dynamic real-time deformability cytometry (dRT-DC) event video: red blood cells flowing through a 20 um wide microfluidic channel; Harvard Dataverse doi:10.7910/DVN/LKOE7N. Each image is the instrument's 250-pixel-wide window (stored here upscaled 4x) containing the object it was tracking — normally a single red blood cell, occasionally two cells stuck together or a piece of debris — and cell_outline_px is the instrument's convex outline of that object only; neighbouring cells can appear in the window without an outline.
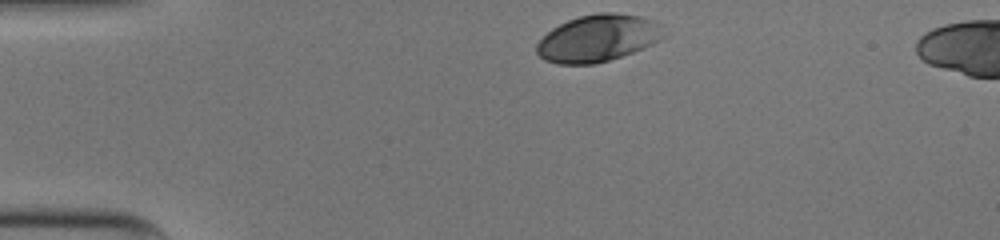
{"species": "human", "species_latin": "Homo sapiens", "temperature_condition": "cold", "stored_images_in_passage": 32, "camera_frame_rate_fps": 3000, "um_per_image_px": 0.085, "donor": {"sex": "male"}, "frame": {"image": 1, "passage_image": 1, "time_ms": 0.0, "image_size_px": [1000, 240], "cell_outline_px": [[668, 32], [660, 40], [644, 48], [596, 64], [556, 64], [544, 60], [536, 52], [536, 44], [552, 28], [568, 20], [580, 16], [600, 12], [612, 12], [640, 16], [652, 20]], "centroid_in_image_um": [50.83, 3.25], "position_along_channel_um": 34.2, "area_um2": 34.74}}
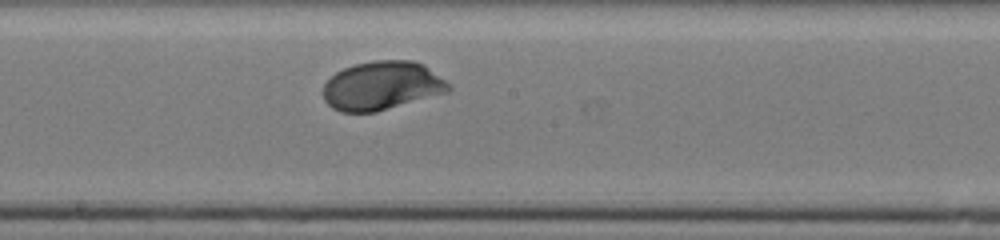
{"frame": {"image": 2, "passage_image": 19, "time_ms": 6.0, "image_size_px": [1000, 240], "cell_outline_px": [[452, 88], [448, 92], [376, 112], [340, 112], [332, 108], [324, 100], [324, 84], [336, 72], [344, 68], [356, 64], [376, 60], [412, 60], [424, 64], [444, 80]], "centroid_in_image_um": [32.46, 7.29], "position_along_channel_um": 215.7, "area_um2": 35.43}}
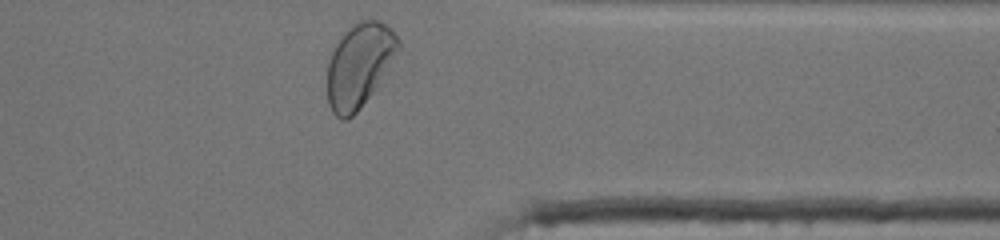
{"frame": {"image": 3, "passage_image": 32, "time_ms": 10.333, "image_size_px": [1000, 240], "cell_outline_px": [[400, 48], [372, 92], [356, 112], [352, 116], [344, 120], [340, 120], [332, 112], [328, 104], [328, 60], [336, 44], [344, 32], [356, 20], [376, 20], [392, 28], [400, 40]], "centroid_in_image_um": [30.52, 5.52], "position_along_channel_um": 380.9, "area_um2": 34.28}, "authors_computed_cell_mechanics": {"area_um2": 34.4199, "velocity_mm_per_s": 3.9301, "shape_relaxation_time_tau1_ms": 2.1381, "shape_relaxation_time_tau2_ms": null, "deformation_change_tau1": 0.1304, "deformation_change_tau2": null}}